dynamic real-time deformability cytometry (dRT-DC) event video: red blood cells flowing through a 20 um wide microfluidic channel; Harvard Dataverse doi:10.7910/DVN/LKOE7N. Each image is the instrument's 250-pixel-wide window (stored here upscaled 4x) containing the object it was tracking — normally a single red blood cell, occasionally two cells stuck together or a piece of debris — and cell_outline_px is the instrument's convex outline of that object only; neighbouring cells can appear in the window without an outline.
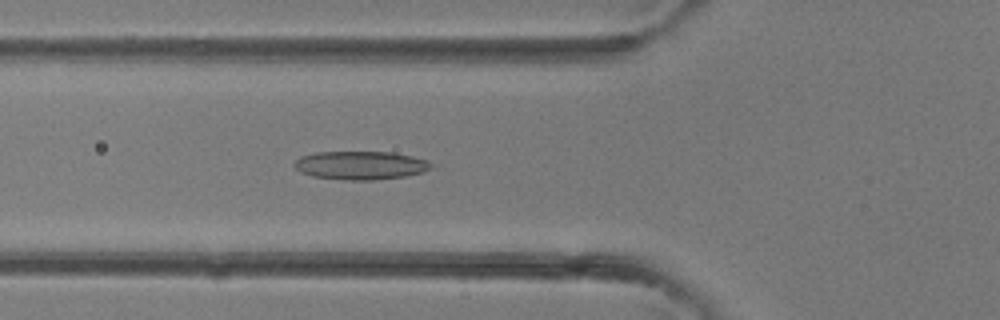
{"species": "common noctule bat (a hibernating species)", "species_latin": "Nyctalus noctula", "temperature_condition": "room temperature", "stored_images_in_passage": 31, "camera_frame_rate_fps": 3000, "um_per_image_px": 0.085, "animal": {"sex": "female"}, "frame": {"image": 1, "passage_image": 6, "time_ms": 1.667, "image_size_px": [1000, 320], "cell_outline_px": [[436, 168], [424, 172], [408, 176], [376, 180], [344, 180], [312, 176], [300, 172], [292, 164], [300, 156], [316, 152], [392, 152], [412, 156], [428, 160]], "centroid_in_image_um": [30.7, 14.06], "position_along_channel_um": 95.1, "area_um2": 23.06}}
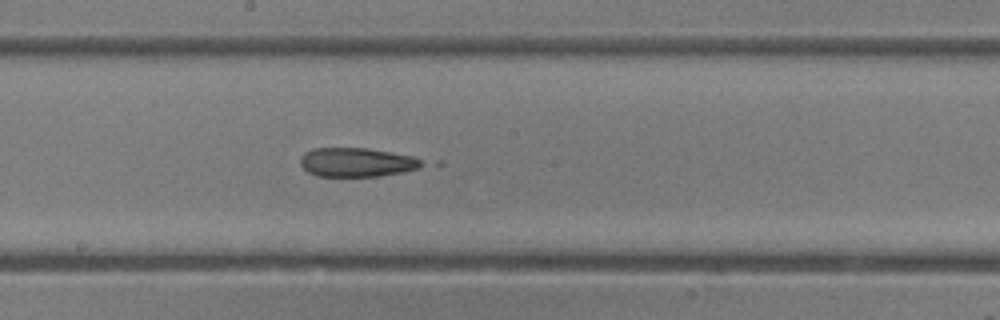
{"frame": {"image": 2, "passage_image": 13, "time_ms": 4.0, "image_size_px": [1000, 320], "cell_outline_px": [[428, 164], [420, 168], [404, 172], [380, 176], [316, 176], [308, 172], [300, 164], [300, 156], [304, 152], [312, 148], [368, 148], [392, 152], [412, 156]], "centroid_in_image_um": [30.34, 13.79], "position_along_channel_um": 217.9, "area_um2": 20.81}}
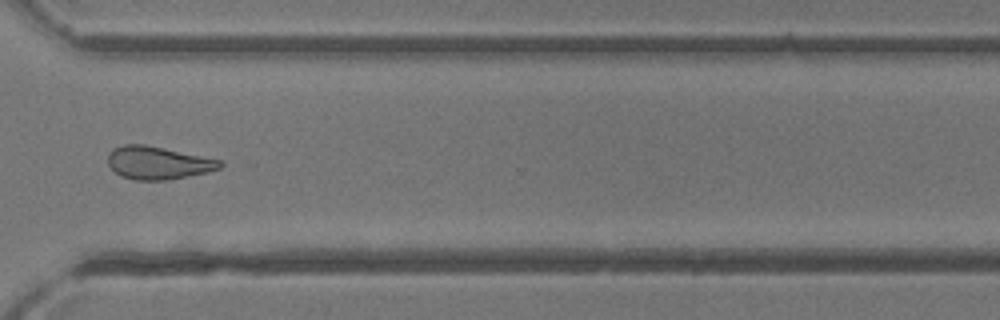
{"frame": {"image": 3, "passage_image": 21, "time_ms": 6.667, "image_size_px": [1000, 320], "cell_outline_px": [[224, 164], [220, 168], [208, 172], [168, 180], [136, 180], [120, 176], [108, 164], [108, 152], [112, 148], [124, 144], [144, 144], [164, 148], [220, 160]], "centroid_in_image_um": [13.4, 13.84], "position_along_channel_um": 357.2, "area_um2": 21.44}}